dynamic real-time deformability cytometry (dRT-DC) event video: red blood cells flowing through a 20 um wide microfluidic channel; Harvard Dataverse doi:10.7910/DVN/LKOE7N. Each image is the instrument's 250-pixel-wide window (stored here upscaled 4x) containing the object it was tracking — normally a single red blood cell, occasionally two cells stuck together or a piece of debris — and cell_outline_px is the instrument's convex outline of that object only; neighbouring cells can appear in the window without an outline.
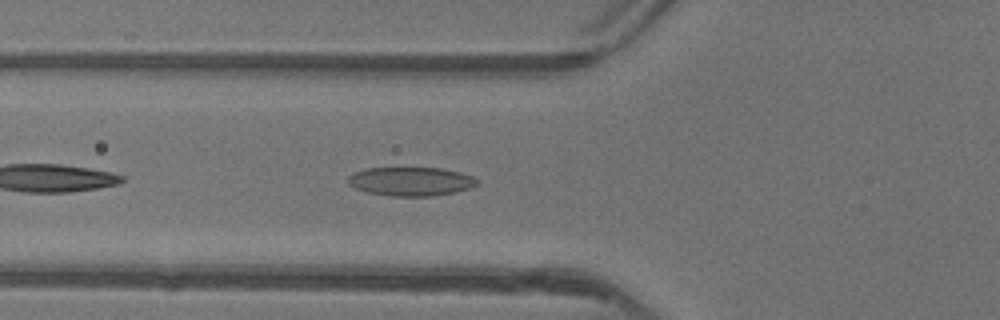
{"species": "common noctule bat (a hibernating species)", "species_latin": "Nyctalus noctula", "temperature_condition": "warm", "stored_images_in_passage": 35, "camera_frame_rate_fps": 3000, "um_per_image_px": 0.085, "animal": {"sex": "female"}, "frame": {"image": 1, "passage_image": 4, "time_ms": 1.0, "image_size_px": [1000, 320], "cell_outline_px": [[480, 180], [476, 184], [468, 188], [456, 192], [432, 196], [392, 196], [368, 192], [356, 188], [348, 184], [348, 176], [364, 168], [440, 168], [460, 172], [472, 176]], "centroid_in_image_um": [34.93, 15.42], "position_along_channel_um": 90.9, "area_um2": 21.56}}
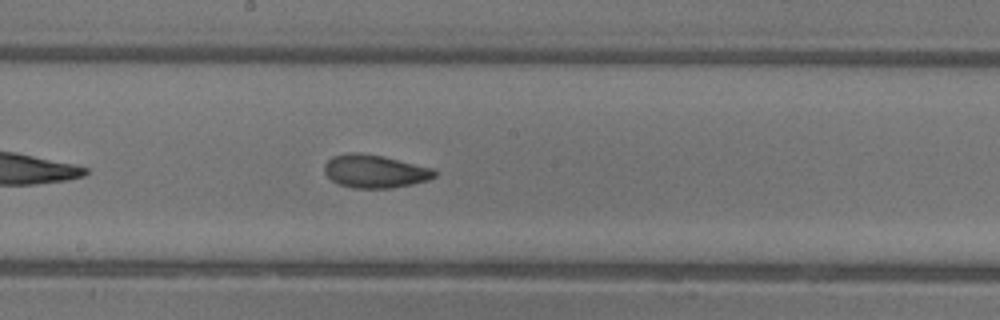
{"frame": {"image": 2, "passage_image": 13, "time_ms": 4.0, "image_size_px": [1000, 320], "cell_outline_px": [[436, 176], [428, 180], [412, 184], [392, 188], [352, 188], [340, 184], [332, 180], [324, 172], [324, 164], [332, 156], [348, 152], [356, 152], [384, 156], [432, 168], [436, 172]], "centroid_in_image_um": [31.85, 14.55], "position_along_channel_um": 216.4, "area_um2": 21.27}}
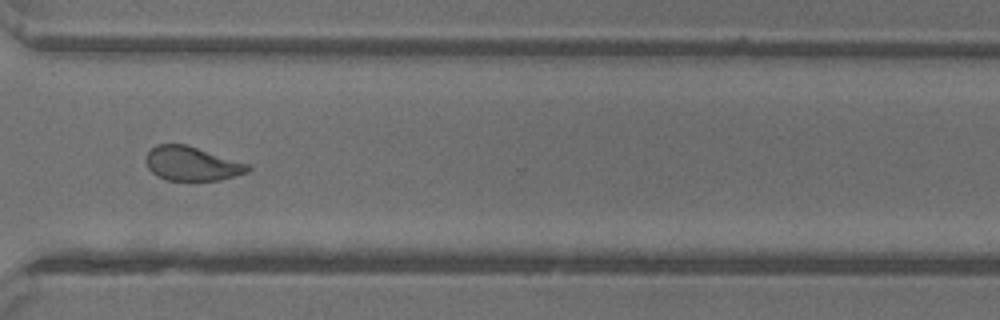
{"frame": {"image": 3, "passage_image": 23, "time_ms": 7.333, "image_size_px": [1000, 320], "cell_outline_px": [[252, 168], [248, 172], [220, 180], [168, 180], [156, 176], [148, 168], [144, 160], [148, 152], [156, 144], [184, 144], [248, 164]], "centroid_in_image_um": [16.27, 13.92], "position_along_channel_um": 354.3, "area_um2": 20.06}, "authors_computed_cell_mechanics": {"area_um2": 21.1548, "velocity_mm_per_s": 4.1672, "shape_relaxation_time_tau1_ms": 4.6273, "shape_relaxation_time_tau2_ms": 1.687, "deformation_change_tau1": 0.1407, "deformation_change_tau2": 0.0846}}